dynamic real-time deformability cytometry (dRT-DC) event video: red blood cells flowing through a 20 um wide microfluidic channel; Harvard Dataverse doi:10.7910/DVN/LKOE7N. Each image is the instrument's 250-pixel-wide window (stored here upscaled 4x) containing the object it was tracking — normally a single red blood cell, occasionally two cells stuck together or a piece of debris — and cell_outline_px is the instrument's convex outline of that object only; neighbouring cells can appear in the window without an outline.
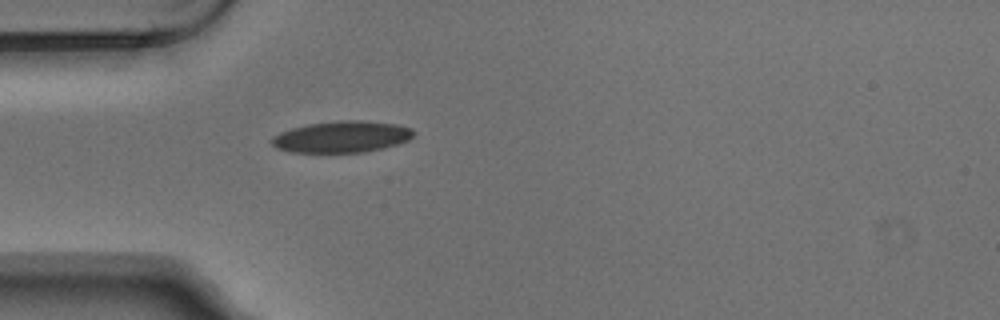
{"species": "Egyptian fruit bat (a non-hibernating species)", "species_latin": "Rousettus aegyptiacus", "temperature_condition": "warm", "stored_images_in_passage": 1, "camera_frame_rate_fps": 3000, "um_per_image_px": 0.085, "animal": {"sex": "male"}, "frame": {"image": 1, "passage_image": 1, "time_ms": 0.0, "image_size_px": [1000, 320], "cell_outline_px": [[416, 132], [408, 140], [396, 144], [380, 148], [360, 152], [288, 152], [276, 148], [268, 140], [272, 136], [280, 132], [292, 128], [308, 124], [340, 120], [360, 120], [396, 124], [412, 128]], "centroid_in_image_um": [29.0, 11.62], "position_along_channel_um": 56.0, "area_um2": 25.95}}